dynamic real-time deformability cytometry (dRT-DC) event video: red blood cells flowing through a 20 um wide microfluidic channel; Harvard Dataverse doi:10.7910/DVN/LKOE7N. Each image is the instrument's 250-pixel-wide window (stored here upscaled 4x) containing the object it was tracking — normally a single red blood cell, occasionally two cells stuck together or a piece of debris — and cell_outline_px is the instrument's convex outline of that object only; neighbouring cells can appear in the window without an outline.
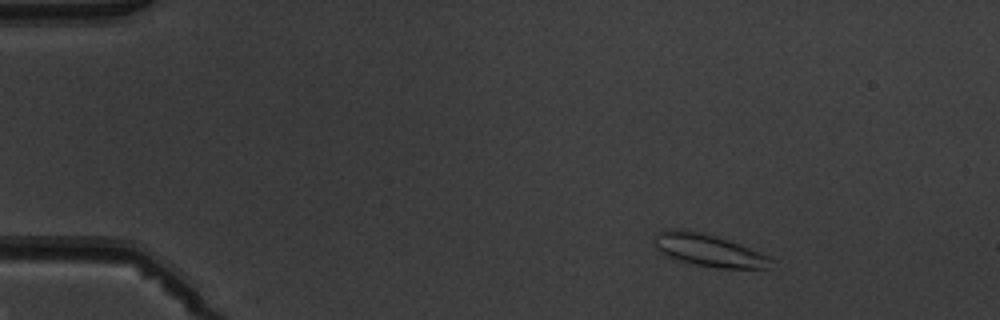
{"species": "common noctule bat (a hibernating species)", "species_latin": "Nyctalus noctula", "temperature_condition": "warm", "stored_images_in_passage": 3, "camera_frame_rate_fps": 3000, "um_per_image_px": 0.085, "animal": {"sex": "male", "body_mass_g": 19.5, "forearm_length_mm": 54.6}, "frame": {"image": 1, "passage_image": 1, "time_ms": 0.0, "image_size_px": [1000, 320], "cell_outline_px": [[776, 260], [768, 268], [720, 268], [696, 264], [680, 260], [668, 256], [660, 252], [656, 248], [652, 240], [652, 236], [656, 232], [668, 228], [684, 228], [716, 236], [728, 240], [768, 256]], "centroid_in_image_um": [60.16, 21.24], "position_along_channel_um": 24.8, "area_um2": 22.02}}